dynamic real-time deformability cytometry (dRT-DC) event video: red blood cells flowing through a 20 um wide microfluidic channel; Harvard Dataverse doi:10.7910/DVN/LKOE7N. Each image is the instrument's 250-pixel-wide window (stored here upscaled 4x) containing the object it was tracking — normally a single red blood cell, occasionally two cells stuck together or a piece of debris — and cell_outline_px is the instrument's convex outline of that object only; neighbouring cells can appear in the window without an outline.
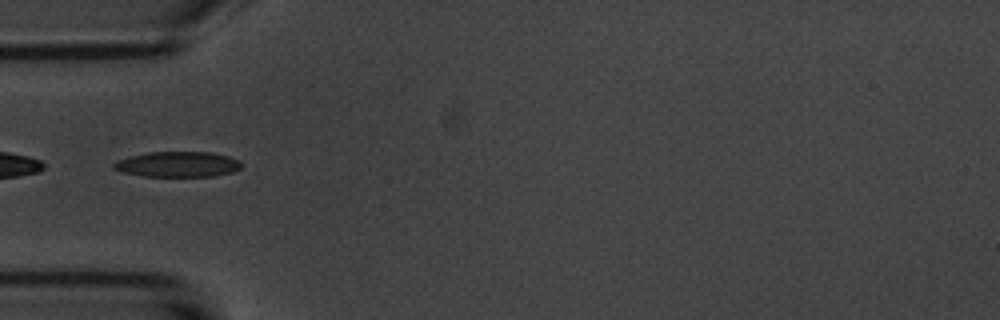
{"species": "common noctule bat (a hibernating species)", "species_latin": "Nyctalus noctula", "temperature_condition": "room temperature", "stored_images_in_passage": 7, "camera_frame_rate_fps": 3000, "um_per_image_px": 0.085, "animal": {"sex": "male", "body_mass_g": 20.1, "forearm_length_mm": 53.5}, "frame": {"image": 1, "passage_image": 5, "time_ms": 4.667, "image_size_px": [1000, 320], "cell_outline_px": [[244, 164], [240, 168], [232, 172], [212, 176], [144, 176], [124, 172], [112, 168], [112, 164], [116, 160], [128, 156], [148, 152], [212, 152], [228, 156], [240, 160]], "centroid_in_image_um": [15.11, 13.95], "position_along_channel_um": 69.9, "area_um2": 19.02}}
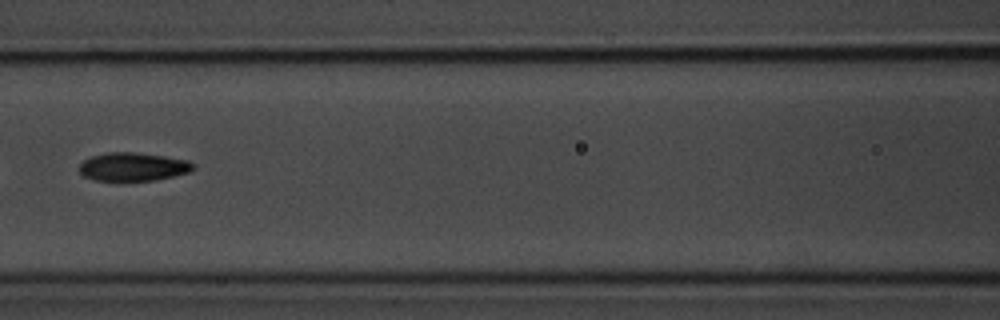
{"frame": {"image": 2, "passage_image": 7, "time_ms": 7.0, "image_size_px": [1000, 320], "cell_outline_px": [[196, 168], [188, 172], [156, 180], [96, 180], [84, 176], [80, 172], [80, 164], [84, 160], [92, 156], [108, 152], [136, 152], [164, 156], [188, 160], [196, 164]], "centroid_in_image_um": [11.34, 14.16], "position_along_channel_um": 155.3, "area_um2": 18.73}}